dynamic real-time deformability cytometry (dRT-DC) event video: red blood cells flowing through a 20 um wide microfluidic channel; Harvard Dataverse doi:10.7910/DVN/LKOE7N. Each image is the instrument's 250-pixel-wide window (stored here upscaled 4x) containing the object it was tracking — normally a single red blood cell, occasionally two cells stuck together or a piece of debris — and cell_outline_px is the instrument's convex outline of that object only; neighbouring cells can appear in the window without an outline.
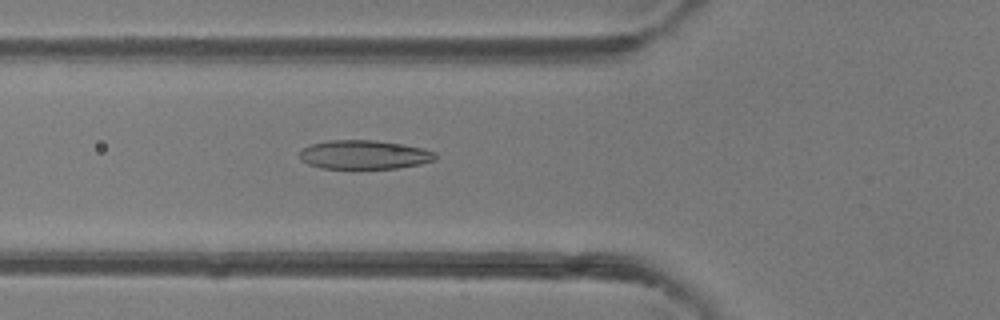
{"species": "common noctule bat (a hibernating species)", "species_latin": "Nyctalus noctula", "temperature_condition": "room temperature", "stored_images_in_passage": 37, "camera_frame_rate_fps": 3000, "um_per_image_px": 0.085, "animal": {"sex": "female"}, "frame": {"image": 1, "passage_image": 6, "time_ms": 1.667, "image_size_px": [1000, 320], "cell_outline_px": [[436, 160], [420, 164], [396, 168], [320, 168], [308, 164], [300, 160], [300, 152], [304, 148], [312, 144], [328, 140], [376, 140], [404, 144], [424, 148], [436, 152]], "centroid_in_image_um": [30.99, 13.14], "position_along_channel_um": 94.8, "area_um2": 22.95}}
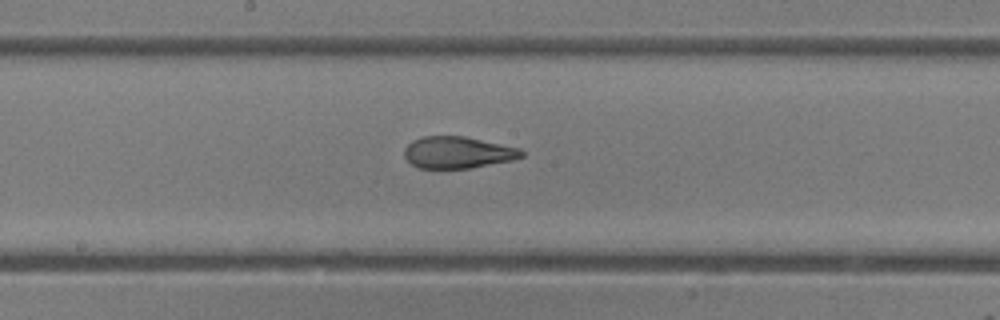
{"frame": {"image": 2, "passage_image": 14, "time_ms": 4.333, "image_size_px": [1000, 320], "cell_outline_px": [[524, 156], [512, 160], [472, 168], [416, 168], [404, 156], [404, 148], [412, 140], [424, 136], [464, 136], [520, 148], [524, 152]], "centroid_in_image_um": [38.9, 12.96], "position_along_channel_um": 209.3, "area_um2": 21.73}}
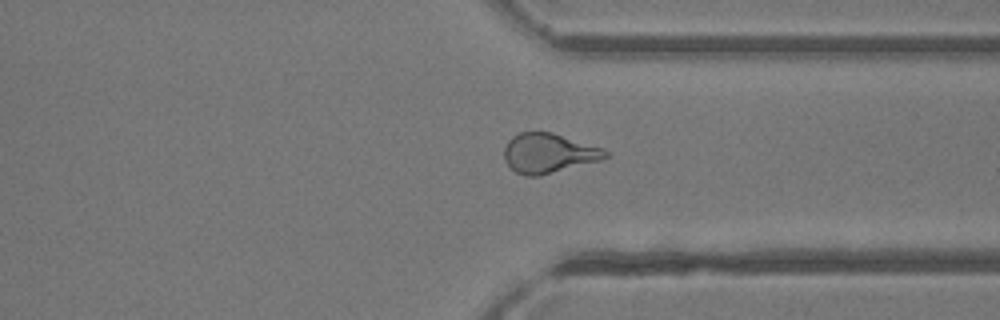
{"frame": {"image": 3, "passage_image": 25, "time_ms": 8.0, "image_size_px": [1000, 320], "cell_outline_px": [[608, 156], [600, 160], [540, 176], [524, 176], [516, 172], [504, 160], [504, 148], [508, 140], [512, 136], [520, 132], [552, 132], [604, 148], [608, 152]], "centroid_in_image_um": [46.62, 13.02], "position_along_channel_um": 364.8, "area_um2": 23.41}, "authors_computed_cell_mechanics": {"area_um2": 22.542, "velocity_mm_per_s": 4.2562, "shape_relaxation_time_tau1_ms": null, "shape_relaxation_time_tau2_ms": 1.212, "deformation_change_tau1": null, "deformation_change_tau2": 0.0828}}